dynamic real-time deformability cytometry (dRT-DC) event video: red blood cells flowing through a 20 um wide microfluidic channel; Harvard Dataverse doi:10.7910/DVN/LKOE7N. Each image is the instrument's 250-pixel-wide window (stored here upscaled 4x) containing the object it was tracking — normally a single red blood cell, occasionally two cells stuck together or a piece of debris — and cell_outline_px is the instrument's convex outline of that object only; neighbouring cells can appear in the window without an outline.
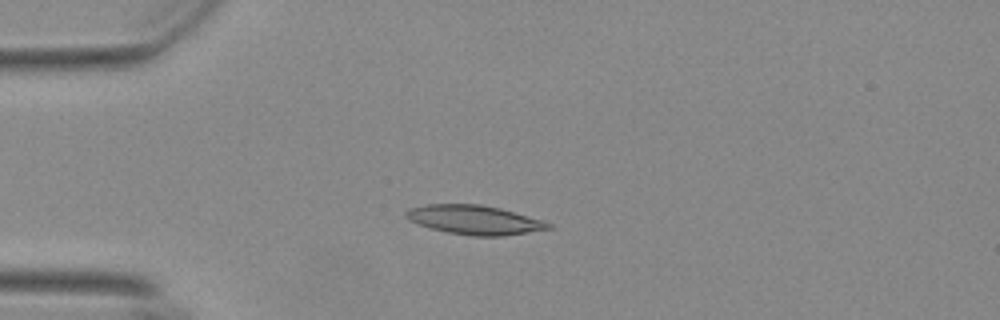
{"species": "Egyptian fruit bat (a non-hibernating species)", "species_latin": "Rousettus aegyptiacus", "temperature_condition": "warm", "stored_images_in_passage": 26, "camera_frame_rate_fps": 3000, "um_per_image_px": 0.085, "animal": {"sex": "female"}, "frame": {"image": 1, "passage_image": 14, "time_ms": 4.333, "image_size_px": [1000, 320], "cell_outline_px": [[552, 228], [504, 236], [472, 236], [448, 232], [432, 228], [408, 220], [404, 216], [404, 212], [408, 208], [428, 204], [480, 204], [500, 208], [544, 220], [552, 224]], "centroid_in_image_um": [40.33, 18.68], "position_along_channel_um": 44.7, "area_um2": 24.22}}
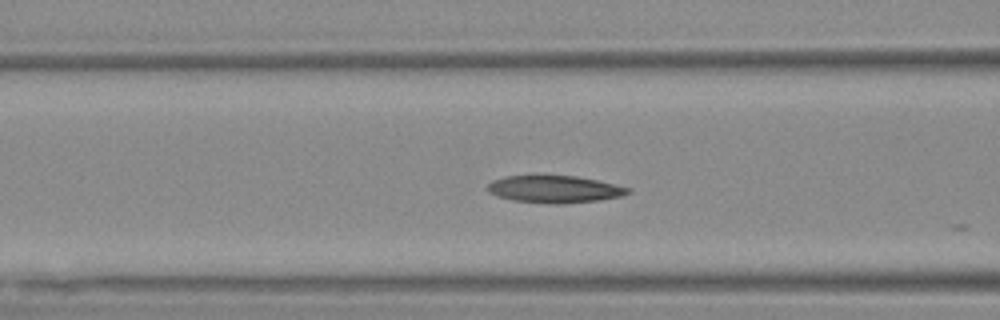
{"frame": {"image": 2, "passage_image": 22, "time_ms": 7.0, "image_size_px": [1000, 320], "cell_outline_px": [[632, 192], [624, 196], [600, 200], [564, 204], [552, 204], [512, 200], [496, 196], [488, 192], [488, 184], [492, 180], [504, 176], [532, 172], [536, 172], [576, 176], [596, 180], [632, 188]], "centroid_in_image_um": [47.1, 16.03], "position_along_channel_um": 119.5, "area_um2": 23.52}}
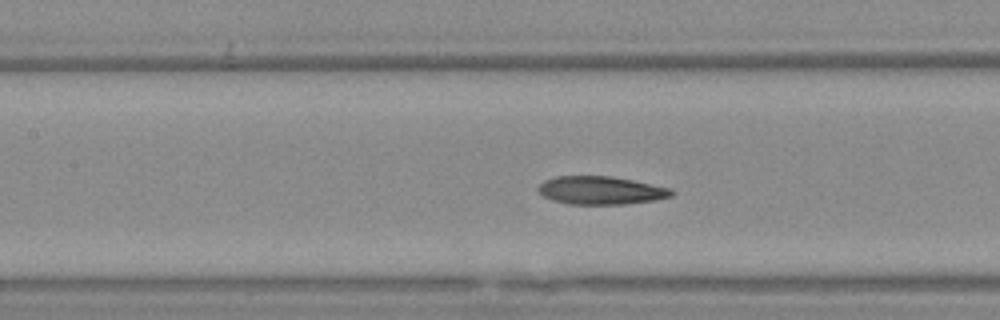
{"frame": {"image": 3, "passage_image": 25, "time_ms": 8.0, "image_size_px": [1000, 320], "cell_outline_px": [[676, 192], [672, 196], [656, 200], [628, 204], [568, 204], [552, 200], [544, 196], [536, 188], [544, 180], [556, 176], [612, 176], [672, 188]], "centroid_in_image_um": [51.1, 16.18], "position_along_channel_um": 156.3, "area_um2": 22.02}}